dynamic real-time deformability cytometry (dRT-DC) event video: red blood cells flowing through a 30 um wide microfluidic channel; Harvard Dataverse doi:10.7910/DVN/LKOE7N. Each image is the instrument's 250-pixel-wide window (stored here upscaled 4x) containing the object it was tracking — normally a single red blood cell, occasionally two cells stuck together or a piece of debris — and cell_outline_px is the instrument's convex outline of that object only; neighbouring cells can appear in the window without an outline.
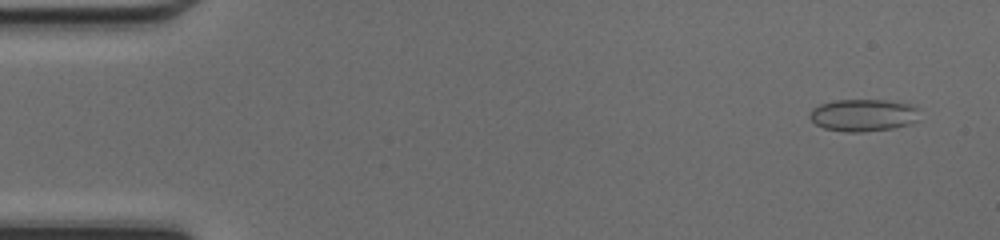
{"species": "common noctule bat (a hibernating species)", "species_latin": "Nyctalus noctula", "temperature_condition": "cold", "stored_images_in_passage": 48, "camera_frame_rate_fps": 3000, "um_per_image_px": 0.085, "animal": {"sex": "female", "body_mass_g": 17.0, "forearm_length_mm": 48.0}, "frame": {"image": 1, "passage_image": 3, "time_ms": 0.667, "image_size_px": [1000, 240], "cell_outline_px": [[920, 120], [912, 124], [892, 128], [864, 132], [844, 132], [824, 128], [816, 124], [808, 116], [808, 112], [812, 108], [820, 104], [836, 100], [884, 100], [912, 104], [920, 108]], "centroid_in_image_um": [73.43, 9.79], "position_along_channel_um": 11.6, "area_um2": 21.1}}
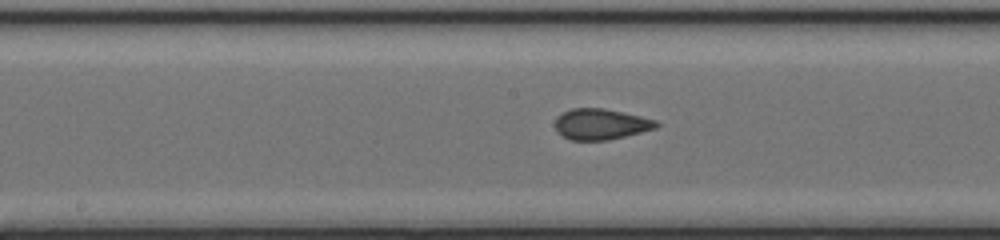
{"frame": {"image": 2, "passage_image": 25, "time_ms": 8.0, "image_size_px": [1000, 240], "cell_outline_px": [[660, 124], [656, 128], [608, 140], [572, 140], [556, 132], [556, 116], [572, 108], [604, 108], [640, 116], [656, 120]], "centroid_in_image_um": [51.06, 10.55], "position_along_channel_um": 197.1, "area_um2": 18.03}}
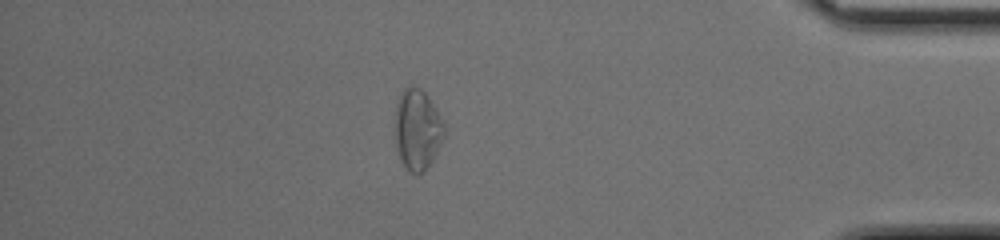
{"frame": {"image": 3, "passage_image": 42, "time_ms": 13.667, "image_size_px": [1000, 240], "cell_outline_px": [[444, 132], [436, 152], [432, 160], [424, 172], [416, 176], [408, 172], [404, 168], [400, 160], [396, 148], [396, 104], [400, 92], [408, 84], [412, 84], [420, 88], [428, 96], [444, 120]], "centroid_in_image_um": [35.46, 11.01], "position_along_channel_um": 399.7, "area_um2": 23.41}, "authors_computed_cell_mechanics": {"area_um2": 18.9584, "velocity_mm_per_s": 4.2761, "shape_relaxation_time_tau1_ms": null, "shape_relaxation_time_tau2_ms": 0.8615, "deformation_change_tau1": null, "deformation_change_tau2": 0.0388}}